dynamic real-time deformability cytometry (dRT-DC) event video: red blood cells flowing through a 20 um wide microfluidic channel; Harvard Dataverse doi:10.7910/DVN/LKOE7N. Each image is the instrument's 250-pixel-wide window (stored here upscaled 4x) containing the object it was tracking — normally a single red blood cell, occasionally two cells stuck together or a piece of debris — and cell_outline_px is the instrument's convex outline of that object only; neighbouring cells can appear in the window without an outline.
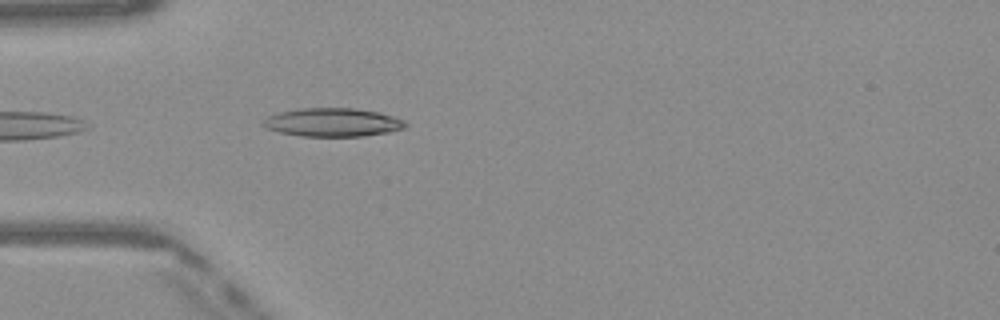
{"species": "Egyptian fruit bat (a non-hibernating species)", "species_latin": "Rousettus aegyptiacus", "temperature_condition": "warm", "stored_images_in_passage": 12, "camera_frame_rate_fps": 3000, "um_per_image_px": 0.085, "frame": {"image": 1, "passage_image": 3, "time_ms": 0.667, "image_size_px": [1000, 320], "cell_outline_px": [[408, 124], [404, 128], [388, 132], [364, 136], [300, 136], [280, 132], [268, 128], [260, 124], [268, 116], [280, 112], [300, 108], [356, 108], [380, 112], [404, 120]], "centroid_in_image_um": [28.3, 10.39], "position_along_channel_um": 56.7, "area_um2": 23.58}}
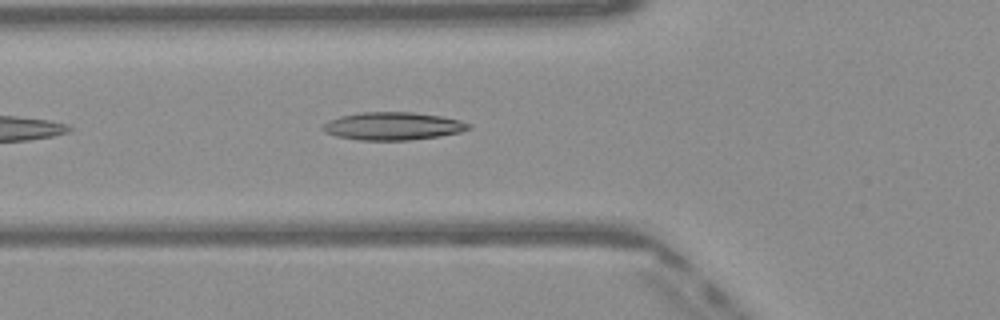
{"frame": {"image": 2, "passage_image": 6, "time_ms": 1.667, "image_size_px": [1000, 320], "cell_outline_px": [[472, 128], [460, 132], [440, 136], [408, 140], [360, 140], [336, 136], [324, 132], [324, 124], [328, 120], [340, 116], [360, 112], [412, 112], [440, 116], [460, 120], [472, 124]], "centroid_in_image_um": [33.42, 10.71], "position_along_channel_um": 92.4, "area_um2": 23.64}}
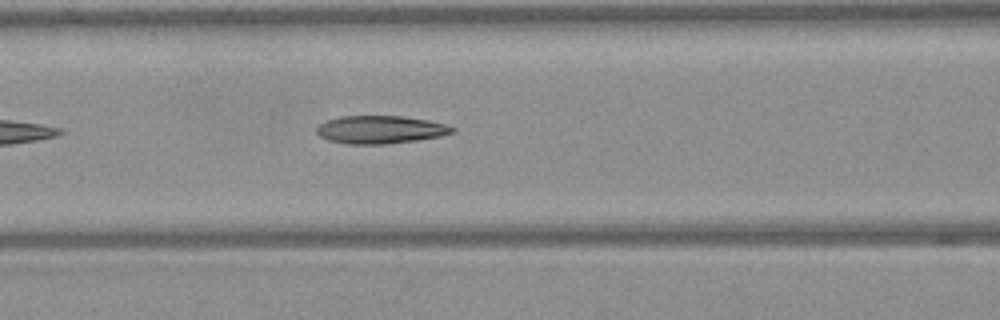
{"frame": {"image": 3, "passage_image": 9, "time_ms": 2.667, "image_size_px": [1000, 320], "cell_outline_px": [[456, 132], [440, 136], [416, 140], [384, 144], [348, 144], [328, 140], [320, 136], [316, 132], [316, 128], [320, 124], [328, 120], [340, 116], [404, 116], [428, 120], [444, 124], [456, 128]], "centroid_in_image_um": [32.34, 11.01], "position_along_channel_um": 134.3, "area_um2": 22.02}}